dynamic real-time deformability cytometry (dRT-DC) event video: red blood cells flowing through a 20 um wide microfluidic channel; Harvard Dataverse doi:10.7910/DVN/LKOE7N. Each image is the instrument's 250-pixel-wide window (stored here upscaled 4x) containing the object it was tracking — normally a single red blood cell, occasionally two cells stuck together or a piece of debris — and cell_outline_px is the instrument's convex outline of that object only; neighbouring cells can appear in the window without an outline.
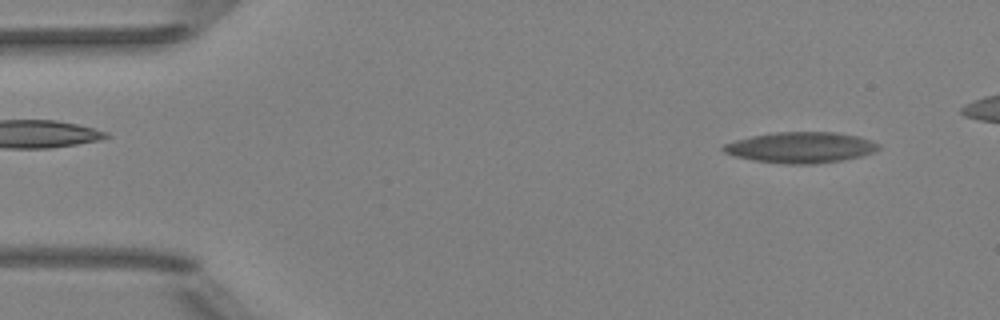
{"species": "Egyptian fruit bat (a non-hibernating species)", "species_latin": "Rousettus aegyptiacus", "temperature_condition": "room temperature", "stored_images_in_passage": 48, "camera_frame_rate_fps": 3000, "um_per_image_px": 0.085, "animal": {"sex": "female"}, "frame": {"image": 1, "passage_image": 2, "time_ms": 0.333, "image_size_px": [1000, 320], "cell_outline_px": [[880, 148], [872, 152], [860, 156], [840, 160], [812, 164], [788, 164], [752, 160], [736, 156], [724, 152], [720, 148], [724, 144], [736, 140], [752, 136], [776, 132], [836, 132], [856, 136], [872, 140], [880, 144]], "centroid_in_image_um": [68.05, 12.53], "position_along_channel_um": 16.9, "area_um2": 27.69}}
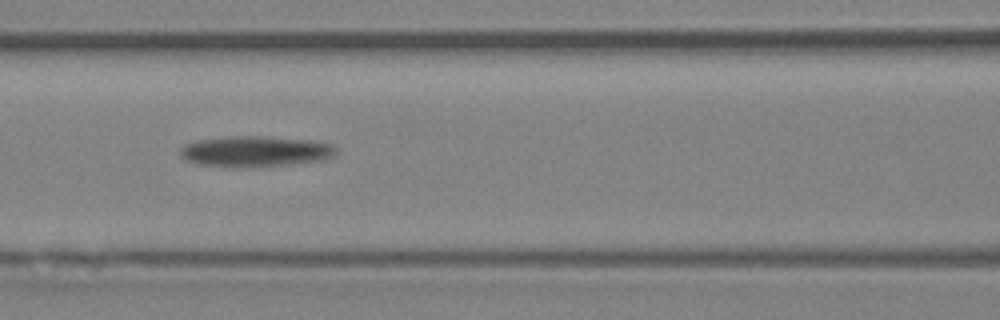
{"frame": {"image": 2, "passage_image": 21, "time_ms": 6.667, "image_size_px": [1000, 320], "cell_outline_px": [[336, 152], [332, 156], [324, 160], [292, 164], [252, 168], [232, 168], [200, 164], [184, 160], [180, 156], [180, 148], [184, 144], [200, 140], [232, 136], [264, 136], [308, 140], [328, 144], [336, 148]], "centroid_in_image_um": [21.65, 12.89], "position_along_channel_um": 145.0, "area_um2": 28.15}}
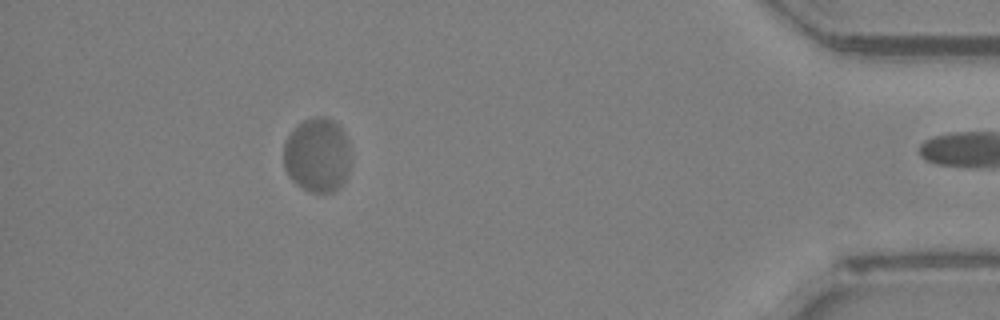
{"frame": {"image": 3, "passage_image": 47, "time_ms": 15.333, "image_size_px": [1000, 320], "cell_outline_px": [[348, 172], [344, 184], [340, 188], [332, 192], [308, 192], [296, 184], [288, 176], [284, 168], [284, 144], [288, 136], [304, 120], [316, 116], [324, 116], [340, 124], [348, 140]], "centroid_in_image_um": [26.97, 13.2], "position_along_channel_um": 408.2, "area_um2": 29.19}}